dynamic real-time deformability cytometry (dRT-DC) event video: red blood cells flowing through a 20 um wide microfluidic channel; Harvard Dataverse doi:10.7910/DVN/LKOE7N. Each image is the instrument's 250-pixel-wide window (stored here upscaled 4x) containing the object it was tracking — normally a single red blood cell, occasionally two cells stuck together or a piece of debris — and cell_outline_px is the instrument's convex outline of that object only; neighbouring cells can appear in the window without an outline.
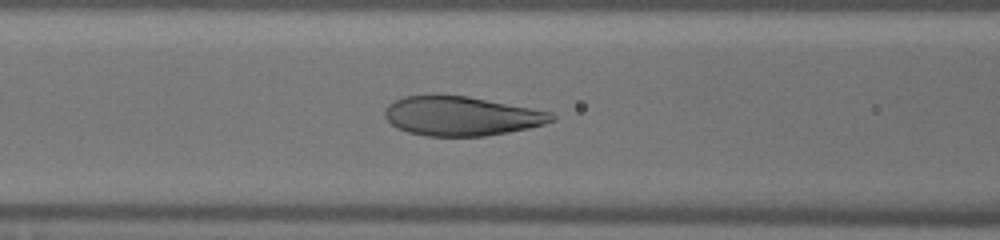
{"species": "human", "species_latin": "Homo sapiens", "temperature_condition": "warm", "stored_images_in_passage": 35, "camera_frame_rate_fps": 3000, "um_per_image_px": 0.085, "donor": {"sex": "male"}, "frame": {"image": 1, "passage_image": 6, "time_ms": 1.667, "image_size_px": [1000, 240], "cell_outline_px": [[556, 120], [544, 124], [528, 128], [508, 132], [484, 136], [428, 136], [408, 132], [392, 124], [384, 116], [384, 112], [388, 104], [404, 96], [432, 92], [468, 96], [552, 112], [556, 116]], "centroid_in_image_um": [39.2, 9.83], "position_along_channel_um": 127.4, "area_um2": 38.73}}
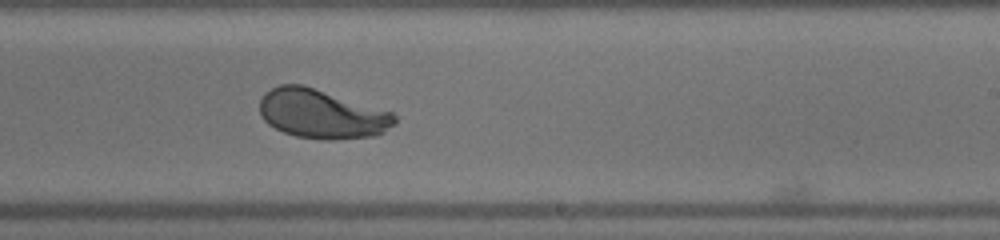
{"frame": {"image": 2, "passage_image": 16, "time_ms": 5.0, "image_size_px": [1000, 240], "cell_outline_px": [[396, 120], [384, 132], [376, 136], [336, 140], [320, 140], [296, 136], [284, 132], [268, 124], [264, 120], [260, 112], [260, 100], [264, 92], [280, 84], [304, 84], [392, 112], [396, 116]], "centroid_in_image_um": [27.33, 9.68], "position_along_channel_um": 261.7, "area_um2": 38.84}}
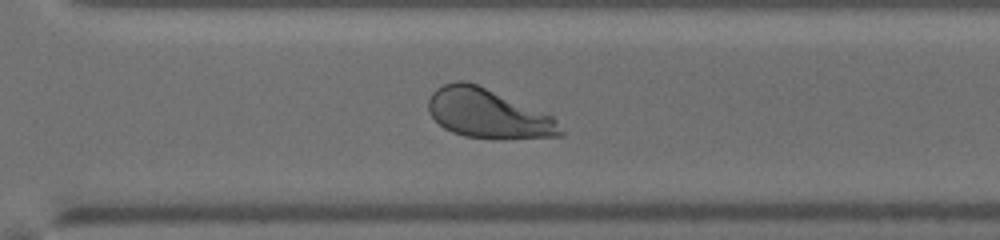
{"frame": {"image": 3, "passage_image": 21, "time_ms": 6.667, "image_size_px": [1000, 240], "cell_outline_px": [[564, 136], [464, 136], [452, 132], [444, 128], [428, 112], [428, 100], [432, 92], [436, 88], [444, 84], [456, 80], [464, 80], [476, 84], [552, 116], [556, 120], [564, 132]], "centroid_in_image_um": [41.4, 9.6], "position_along_channel_um": 329.2, "area_um2": 36.47}, "authors_computed_cell_mechanics": {"area_um2": 39.015, "velocity_mm_per_s": 4.0395, "shape_relaxation_time_tau1_ms": 2.5168, "shape_relaxation_time_tau2_ms": null, "deformation_change_tau1": 0.1779, "deformation_change_tau2": null}}